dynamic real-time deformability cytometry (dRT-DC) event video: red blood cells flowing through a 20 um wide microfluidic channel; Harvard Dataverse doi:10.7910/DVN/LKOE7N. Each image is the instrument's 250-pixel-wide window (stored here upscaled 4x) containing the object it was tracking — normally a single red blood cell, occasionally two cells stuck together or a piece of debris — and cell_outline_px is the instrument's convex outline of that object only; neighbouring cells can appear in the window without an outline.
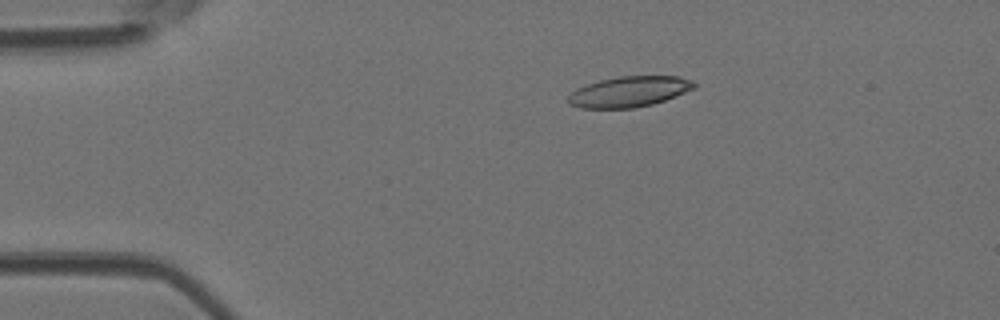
{"species": "Egyptian fruit bat (a non-hibernating species)", "species_latin": "Rousettus aegyptiacus", "temperature_condition": "room temperature", "stored_images_in_passage": 4, "camera_frame_rate_fps": 3000, "um_per_image_px": 0.085, "animal": {"sex": "female"}, "frame": {"image": 1, "passage_image": 2, "time_ms": 0.333, "image_size_px": [1000, 320], "cell_outline_px": [[696, 88], [664, 100], [652, 104], [632, 108], [580, 108], [568, 104], [568, 96], [576, 88], [600, 80], [620, 76], [680, 76], [692, 80], [696, 84]], "centroid_in_image_um": [53.48, 7.79], "position_along_channel_um": 31.5, "area_um2": 22.43}}
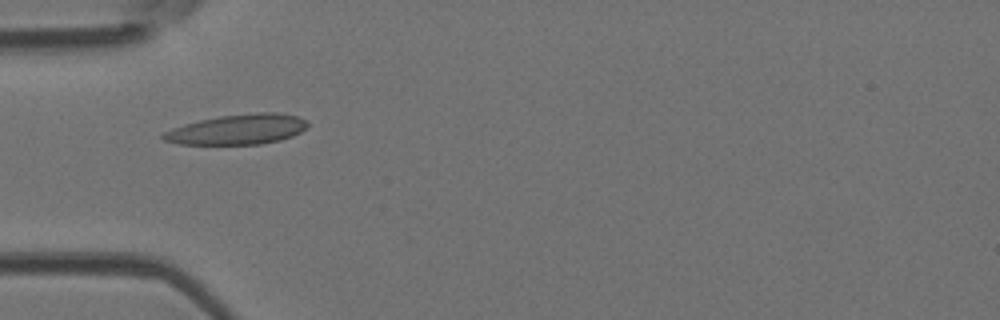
{"frame": {"image": 2, "passage_image": 4, "time_ms": 1.0, "image_size_px": [1000, 320], "cell_outline_px": [[308, 128], [292, 136], [280, 140], [260, 144], [176, 144], [164, 140], [160, 136], [164, 132], [172, 128], [184, 124], [200, 120], [220, 116], [256, 112], [276, 112], [296, 116], [308, 120]], "centroid_in_image_um": [20.21, 10.99], "position_along_channel_um": 64.8, "area_um2": 25.43}}